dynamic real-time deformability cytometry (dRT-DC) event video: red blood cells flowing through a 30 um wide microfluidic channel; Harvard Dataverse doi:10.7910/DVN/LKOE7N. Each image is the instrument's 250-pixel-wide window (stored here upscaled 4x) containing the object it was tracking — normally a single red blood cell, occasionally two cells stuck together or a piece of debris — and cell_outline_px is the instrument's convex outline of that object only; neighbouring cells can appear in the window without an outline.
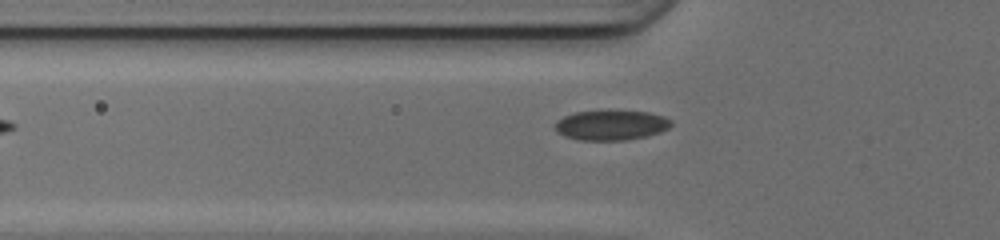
{"species": "common noctule bat (a hibernating species)", "species_latin": "Nyctalus noctula", "temperature_condition": "cold", "stored_images_in_passage": 33, "camera_frame_rate_fps": 3000, "um_per_image_px": 0.085, "animal": {"sex": "female", "body_mass_g": 17.0, "forearm_length_mm": 48.0}, "frame": {"image": 1, "passage_image": 4, "time_ms": 1.0, "image_size_px": [1000, 240], "cell_outline_px": [[672, 124], [668, 128], [660, 132], [648, 136], [624, 140], [580, 140], [564, 136], [556, 128], [556, 120], [564, 116], [576, 112], [648, 112], [664, 116], [672, 120]], "centroid_in_image_um": [51.98, 10.66], "position_along_channel_um": 73.8, "area_um2": 19.83}}
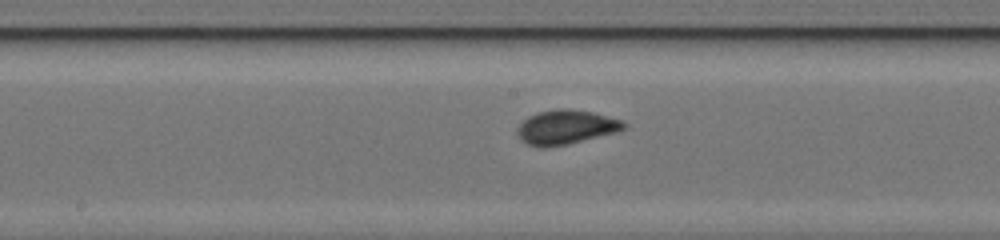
{"frame": {"image": 2, "passage_image": 13, "time_ms": 4.0, "image_size_px": [1000, 240], "cell_outline_px": [[628, 124], [624, 128], [616, 132], [568, 144], [544, 148], [540, 148], [528, 144], [516, 132], [516, 128], [528, 116], [536, 112], [556, 108], [568, 108], [592, 112], [624, 120]], "centroid_in_image_um": [48.11, 10.79], "position_along_channel_um": 200.1, "area_um2": 21.39}}
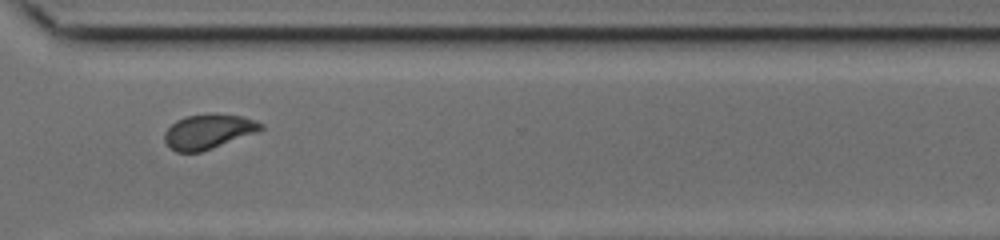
{"frame": {"image": 3, "passage_image": 24, "time_ms": 7.667, "image_size_px": [1000, 240], "cell_outline_px": [[264, 128], [260, 132], [200, 152], [176, 152], [164, 140], [164, 132], [176, 120], [184, 116], [212, 112], [216, 112], [244, 116], [256, 120], [264, 124]], "centroid_in_image_um": [17.77, 11.14], "position_along_channel_um": 352.8, "area_um2": 19.94}, "authors_computed_cell_mechanics": {"area_um2": 19.941, "velocity_mm_per_s": 4.1934, "shape_relaxation_time_tau1_ms": 10.8152, "shape_relaxation_time_tau2_ms": 0.6383, "deformation_change_tau1": 0.2188, "deformation_change_tau2": 0.0425}}